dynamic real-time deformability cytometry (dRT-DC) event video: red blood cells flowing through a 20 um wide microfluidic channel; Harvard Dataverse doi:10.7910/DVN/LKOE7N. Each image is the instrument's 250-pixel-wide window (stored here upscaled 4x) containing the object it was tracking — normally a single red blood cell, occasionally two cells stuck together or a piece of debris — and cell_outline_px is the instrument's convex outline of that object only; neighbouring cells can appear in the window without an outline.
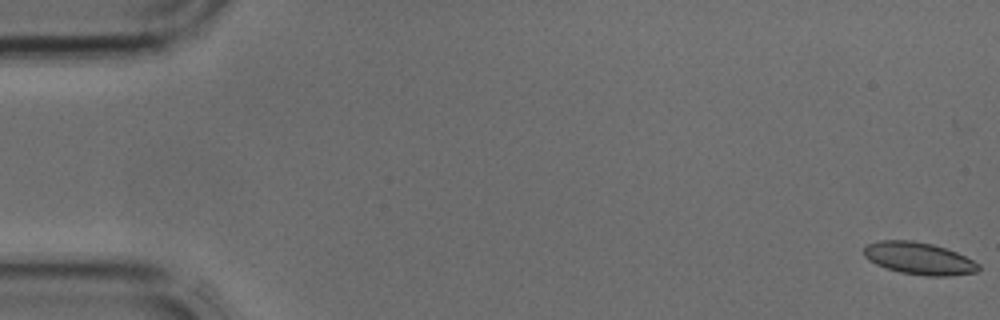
{"species": "common noctule bat (a hibernating species)", "species_latin": "Nyctalus noctula", "temperature_condition": "cold", "stored_images_in_passage": 43, "segment_of_instrument_passage": [1, 2], "camera_frame_rate_fps": 3000, "um_per_image_px": 0.085, "animal": {"sex": "male", "body_mass_g": 17.9, "forearm_length_mm": 54.2}, "frame": {"image": 1, "passage_image": 1, "time_ms": 0.0, "image_size_px": [1000, 320], "cell_outline_px": [[980, 268], [976, 272], [948, 276], [924, 276], [900, 272], [876, 264], [868, 260], [864, 256], [864, 248], [868, 244], [880, 240], [912, 240], [932, 244], [956, 252], [980, 264]], "centroid_in_image_um": [78.1, 21.96], "position_along_channel_um": 6.9, "area_um2": 21.39}}
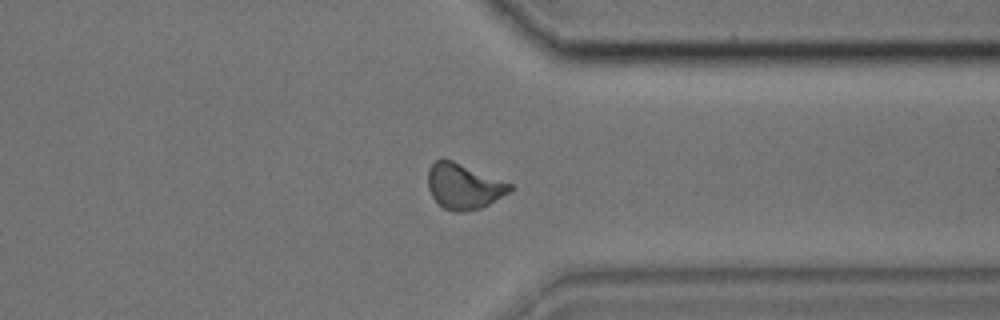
{"frame": {"image": 2, "passage_image": 33, "time_ms": 10.667, "image_size_px": [1000, 320], "cell_outline_px": [[512, 188], [508, 192], [488, 204], [480, 208], [464, 212], [456, 212], [444, 208], [432, 196], [428, 188], [428, 168], [436, 160], [452, 160], [512, 184]], "centroid_in_image_um": [39.39, 15.84], "position_along_channel_um": 372.0, "area_um2": 21.27}}
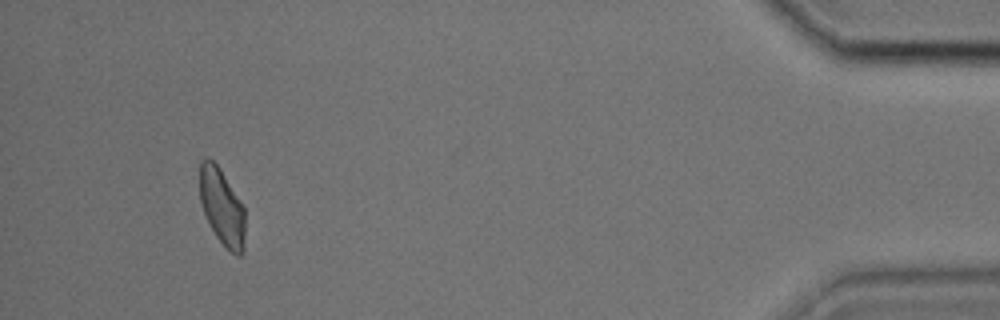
{"frame": {"image": 3, "passage_image": 40, "time_ms": 13.0, "image_size_px": [1000, 320], "cell_outline_px": [[244, 252], [240, 256], [236, 256], [216, 236], [204, 212], [200, 200], [200, 160], [204, 156], [208, 156], [220, 168], [244, 208]], "centroid_in_image_um": [18.86, 17.55], "position_along_channel_um": 416.3, "area_um2": 19.94}}